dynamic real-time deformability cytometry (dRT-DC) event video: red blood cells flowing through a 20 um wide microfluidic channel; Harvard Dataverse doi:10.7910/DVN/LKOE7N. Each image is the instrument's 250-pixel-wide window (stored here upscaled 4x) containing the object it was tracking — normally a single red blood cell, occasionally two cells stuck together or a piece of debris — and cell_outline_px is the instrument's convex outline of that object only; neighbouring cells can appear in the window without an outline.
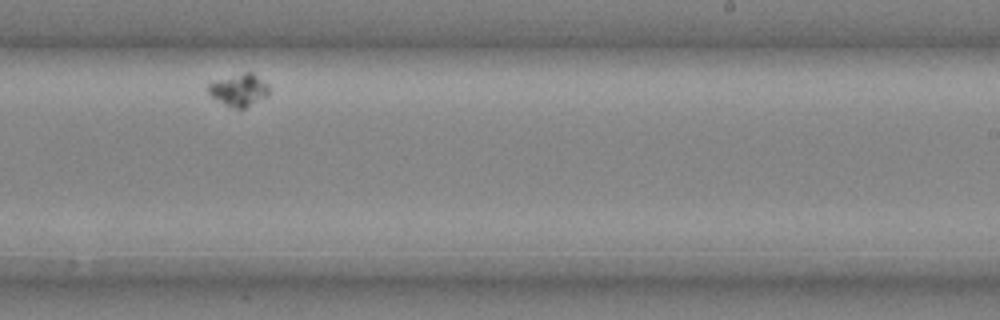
{"species": "common noctule bat (a hibernating species)", "species_latin": "Nyctalus noctula", "temperature_condition": "cold", "stored_images_in_passage": 10, "segment_of_instrument_passage": [2, 2], "camera_frame_rate_fps": 3000, "um_per_image_px": 0.085, "animal": {"sex": "male", "body_mass_g": 20.4}, "frame": {"image": 1, "passage_image": 9, "time_ms": 2.667, "image_size_px": [1000, 320], "cell_outline_px": [[268, 96], [244, 108], [236, 108], [224, 104], [212, 96], [208, 92], [208, 84], [212, 80], [244, 72], [252, 72], [268, 84]], "centroid_in_image_um": [20.3, 7.62], "position_along_channel_um": 268.7, "area_um2": 11.39}}
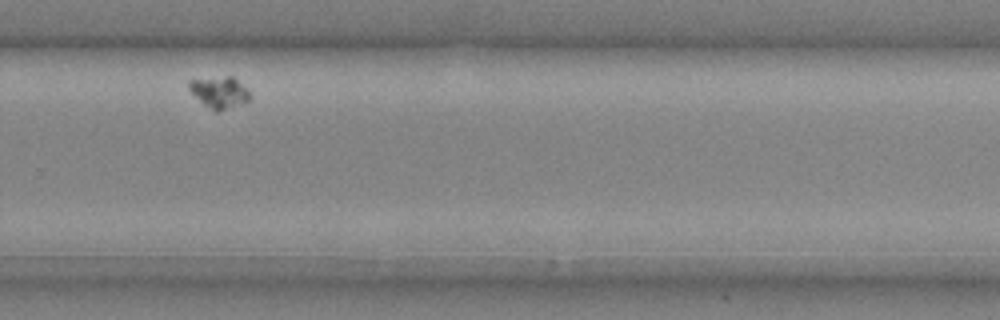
{"frame": {"image": 2, "passage_image": 10, "time_ms": 3.0, "image_size_px": [1000, 320], "cell_outline_px": [[248, 100], [216, 112], [204, 104], [188, 88], [188, 80], [228, 76], [232, 76], [248, 88]], "centroid_in_image_um": [18.63, 7.81], "position_along_channel_um": 311.2, "area_um2": 10.75}}